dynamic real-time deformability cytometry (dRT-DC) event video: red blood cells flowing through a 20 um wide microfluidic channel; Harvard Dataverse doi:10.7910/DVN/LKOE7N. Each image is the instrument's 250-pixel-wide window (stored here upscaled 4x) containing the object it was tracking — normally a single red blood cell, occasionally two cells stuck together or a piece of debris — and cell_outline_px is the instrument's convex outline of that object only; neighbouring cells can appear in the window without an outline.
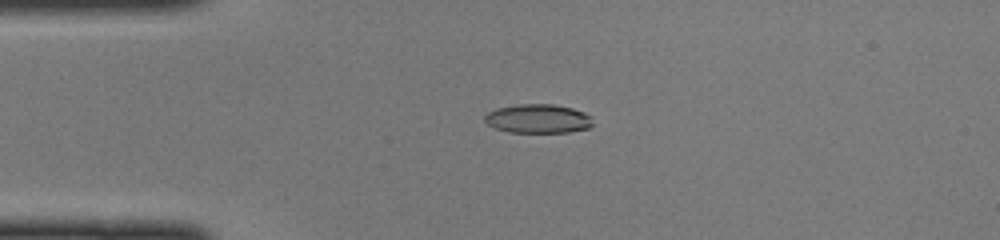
{"species": "common noctule bat (a hibernating species)", "species_latin": "Nyctalus noctula", "temperature_condition": "cold", "stored_images_in_passage": 45, "camera_frame_rate_fps": 3000, "um_per_image_px": 0.085, "animal": {"sex": "female", "body_mass_g": 22.0, "forearm_length_mm": 56.7}, "frame": {"image": 1, "passage_image": 11, "time_ms": 3.333, "image_size_px": [1000, 240], "cell_outline_px": [[592, 124], [588, 128], [568, 132], [508, 132], [496, 128], [488, 124], [484, 120], [484, 116], [488, 112], [496, 108], [516, 104], [552, 104], [572, 108], [584, 112], [588, 116]], "centroid_in_image_um": [45.69, 10.08], "position_along_channel_um": 39.3, "area_um2": 18.09}}
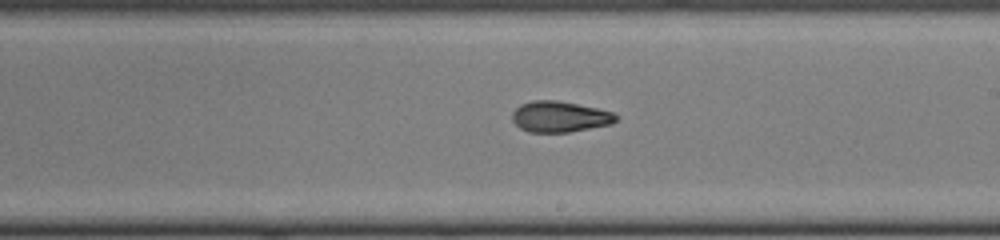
{"frame": {"image": 2, "passage_image": 27, "time_ms": 8.667, "image_size_px": [1000, 240], "cell_outline_px": [[616, 120], [612, 124], [568, 132], [528, 132], [520, 128], [512, 120], [512, 112], [520, 104], [532, 100], [556, 100], [596, 108], [612, 112], [616, 116]], "centroid_in_image_um": [47.53, 9.92], "position_along_channel_um": 241.5, "area_um2": 18.55}}
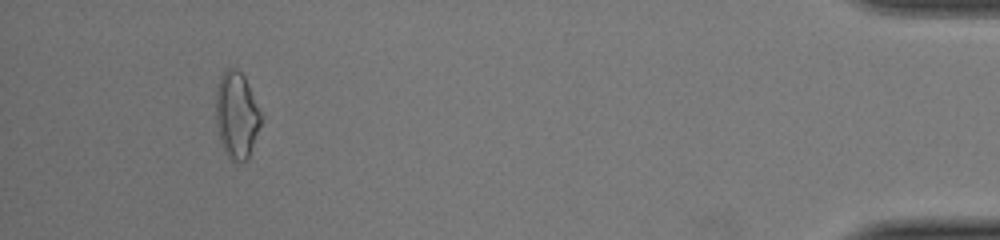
{"frame": {"image": 3, "passage_image": 44, "time_ms": 14.333, "image_size_px": [1000, 240], "cell_outline_px": [[264, 120], [248, 160], [232, 160], [224, 152], [220, 140], [216, 124], [216, 92], [220, 76], [228, 68], [236, 68], [244, 76], [264, 116]], "centroid_in_image_um": [20.15, 9.8], "position_along_channel_um": 415.0, "area_um2": 23.18}}